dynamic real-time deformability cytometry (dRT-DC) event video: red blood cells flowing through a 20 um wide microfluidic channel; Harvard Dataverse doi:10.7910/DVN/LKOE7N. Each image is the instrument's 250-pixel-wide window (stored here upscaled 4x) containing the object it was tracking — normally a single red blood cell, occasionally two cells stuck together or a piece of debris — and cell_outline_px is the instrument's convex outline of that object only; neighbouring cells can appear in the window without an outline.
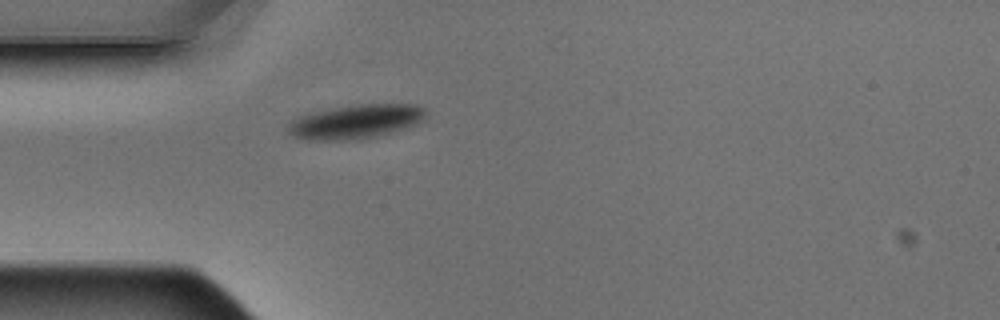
{"species": "Egyptian fruit bat (a non-hibernating species)", "species_latin": "Rousettus aegyptiacus", "temperature_condition": "warm", "stored_images_in_passage": 5, "camera_frame_rate_fps": 3000, "um_per_image_px": 0.085, "animal": {"sex": "male"}, "frame": {"image": 1, "passage_image": 5, "time_ms": 1.333, "image_size_px": [1000, 320], "cell_outline_px": [[428, 112], [416, 124], [392, 132], [360, 140], [308, 140], [292, 136], [288, 132], [288, 124], [292, 120], [308, 112], [356, 104], [416, 104], [424, 108]], "centroid_in_image_um": [30.21, 10.34], "position_along_channel_um": 54.8, "area_um2": 27.51}}